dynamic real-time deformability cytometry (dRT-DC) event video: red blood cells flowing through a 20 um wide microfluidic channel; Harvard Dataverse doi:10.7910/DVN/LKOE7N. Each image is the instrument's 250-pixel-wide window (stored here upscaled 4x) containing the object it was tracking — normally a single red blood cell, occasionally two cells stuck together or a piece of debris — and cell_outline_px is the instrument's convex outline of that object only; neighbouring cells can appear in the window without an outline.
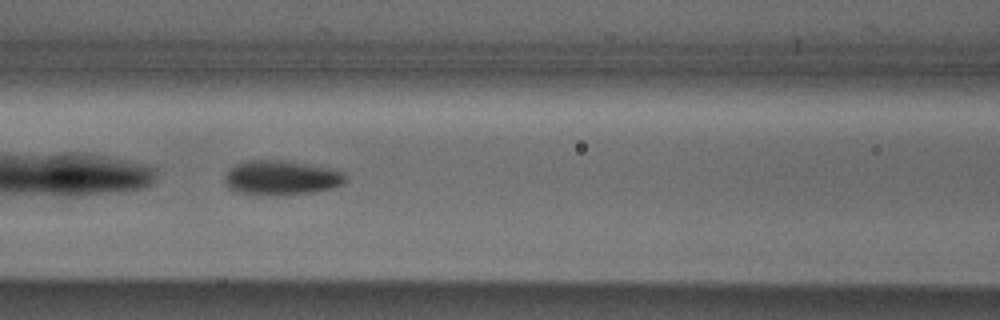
{"species": "Egyptian fruit bat (a non-hibernating species)", "species_latin": "Rousettus aegyptiacus", "temperature_condition": "cold", "stored_images_in_passage": 36, "camera_frame_rate_fps": 3000, "um_per_image_px": 0.085, "animal": {"sex": "male"}, "frame": {"image": 1, "passage_image": 6, "time_ms": 1.667, "image_size_px": [1000, 320], "cell_outline_px": [[344, 184], [332, 188], [312, 192], [268, 196], [252, 196], [236, 192], [228, 188], [224, 184], [224, 176], [228, 168], [236, 164], [248, 160], [280, 160], [332, 168], [340, 172], [344, 176]], "centroid_in_image_um": [23.8, 15.13], "position_along_channel_um": 142.8, "area_um2": 24.62}}
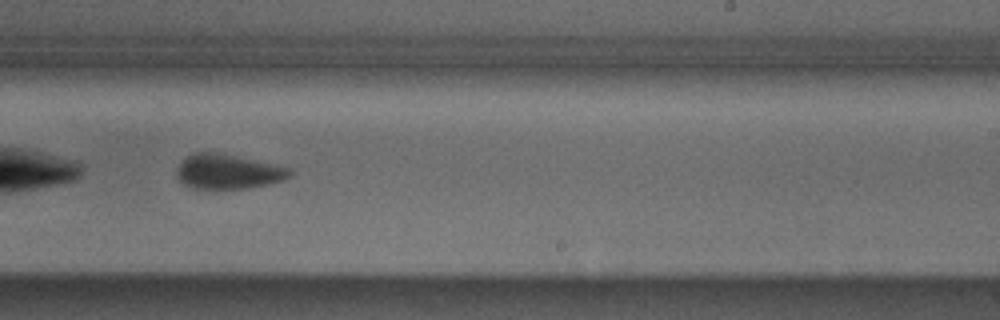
{"frame": {"image": 2, "passage_image": 16, "time_ms": 5.0, "image_size_px": [1000, 320], "cell_outline_px": [[292, 176], [268, 184], [248, 188], [192, 188], [184, 184], [176, 176], [176, 168], [188, 156], [196, 152], [212, 152], [232, 156], [288, 168], [292, 172]], "centroid_in_image_um": [19.32, 14.61], "position_along_channel_um": 269.7, "area_um2": 22.08}}